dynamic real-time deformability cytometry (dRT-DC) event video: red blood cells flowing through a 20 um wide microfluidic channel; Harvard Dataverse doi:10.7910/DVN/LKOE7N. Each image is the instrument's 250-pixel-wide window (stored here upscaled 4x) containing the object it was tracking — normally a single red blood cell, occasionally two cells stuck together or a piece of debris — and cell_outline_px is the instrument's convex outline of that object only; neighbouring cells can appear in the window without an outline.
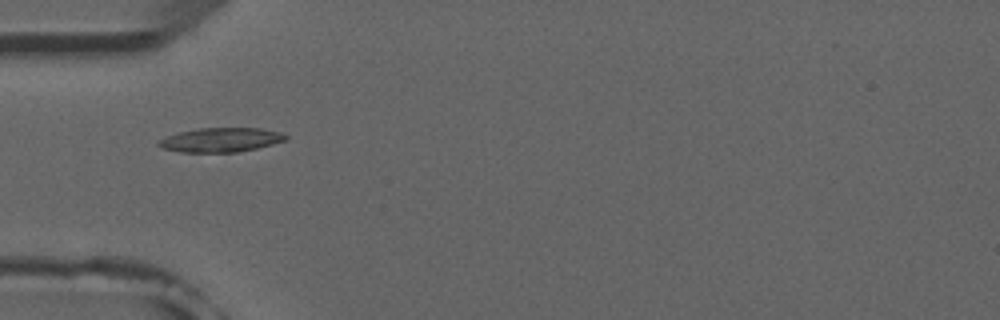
{"species": "common noctule bat (a hibernating species)", "species_latin": "Nyctalus noctula", "temperature_condition": "room temperature", "stored_images_in_passage": 7, "camera_frame_rate_fps": 3000, "um_per_image_px": 0.085, "animal": {"sex": "male", "forearm_length_mm": 52.5}, "frame": {"image": 1, "passage_image": 5, "time_ms": 5.0, "image_size_px": [1000, 320], "cell_outline_px": [[288, 140], [256, 148], [236, 152], [180, 152], [164, 148], [156, 144], [160, 140], [168, 136], [180, 132], [200, 128], [260, 128], [280, 132], [288, 136]], "centroid_in_image_um": [18.81, 11.89], "position_along_channel_um": 66.2, "area_um2": 17.74}}
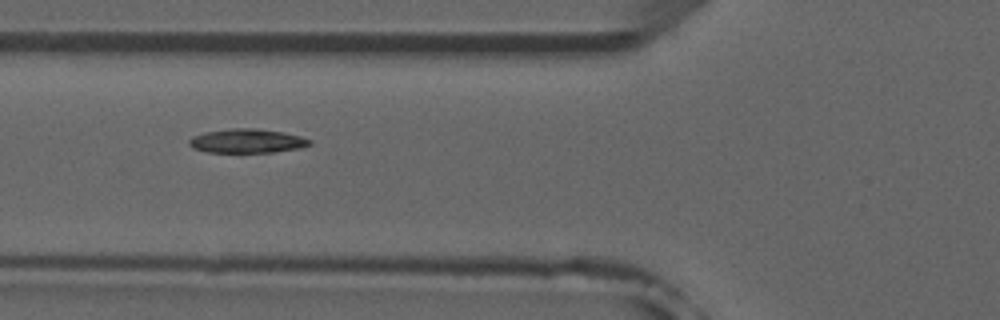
{"frame": {"image": 2, "passage_image": 6, "time_ms": 6.0, "image_size_px": [1000, 320], "cell_outline_px": [[312, 144], [300, 148], [272, 152], [208, 152], [196, 148], [188, 144], [188, 140], [192, 136], [204, 132], [232, 128], [256, 128], [284, 132], [300, 136], [312, 140]], "centroid_in_image_um": [21.02, 11.97], "position_along_channel_um": 104.8, "area_um2": 16.88}}
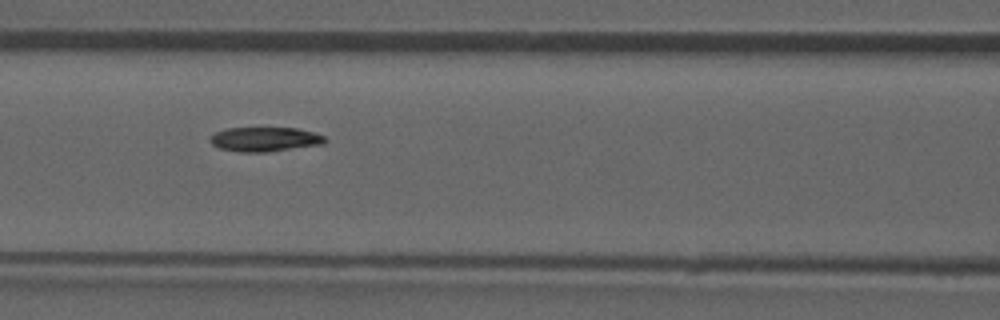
{"frame": {"image": 3, "passage_image": 7, "time_ms": 7.0, "image_size_px": [1000, 320], "cell_outline_px": [[328, 140], [324, 144], [264, 152], [236, 152], [220, 148], [212, 144], [208, 140], [216, 132], [228, 128], [296, 128], [312, 132], [324, 136]], "centroid_in_image_um": [22.51, 11.84], "position_along_channel_um": 144.1, "area_um2": 16.24}}